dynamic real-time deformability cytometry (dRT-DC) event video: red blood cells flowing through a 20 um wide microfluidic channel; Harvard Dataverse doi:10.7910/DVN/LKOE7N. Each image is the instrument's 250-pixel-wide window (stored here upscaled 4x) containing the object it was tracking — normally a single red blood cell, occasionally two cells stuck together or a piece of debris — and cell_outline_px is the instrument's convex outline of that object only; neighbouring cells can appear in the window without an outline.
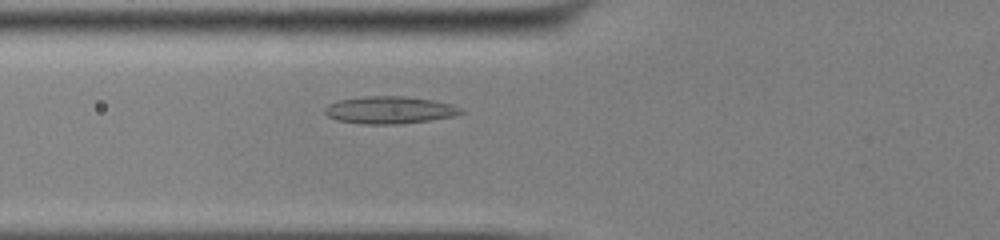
{"species": "common noctule bat (a hibernating species)", "species_latin": "Nyctalus noctula", "temperature_condition": "cold", "stored_images_in_passage": 47, "camera_frame_rate_fps": 3000, "um_per_image_px": 0.085, "animal": {"sex": "male", "body_mass_g": 13.0, "forearm_length_mm": 53.1}, "frame": {"image": 1, "passage_image": 14, "time_ms": 4.333, "image_size_px": [1000, 240], "cell_outline_px": [[464, 112], [456, 116], [400, 124], [364, 124], [336, 120], [328, 116], [324, 112], [324, 108], [328, 104], [340, 100], [368, 96], [404, 96], [432, 100], [464, 108]], "centroid_in_image_um": [33.12, 9.36], "position_along_channel_um": 92.7, "area_um2": 21.62}}
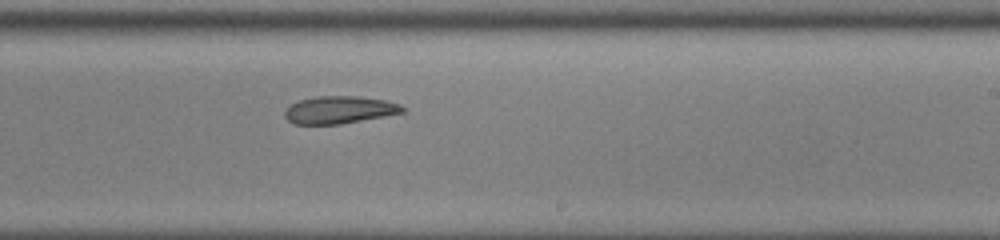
{"frame": {"image": 2, "passage_image": 27, "time_ms": 8.667, "image_size_px": [1000, 240], "cell_outline_px": [[404, 112], [384, 116], [340, 124], [292, 124], [284, 116], [284, 112], [292, 104], [300, 100], [316, 96], [360, 96], [388, 100], [400, 104], [404, 108]], "centroid_in_image_um": [28.86, 9.33], "position_along_channel_um": 260.1, "area_um2": 18.84}}
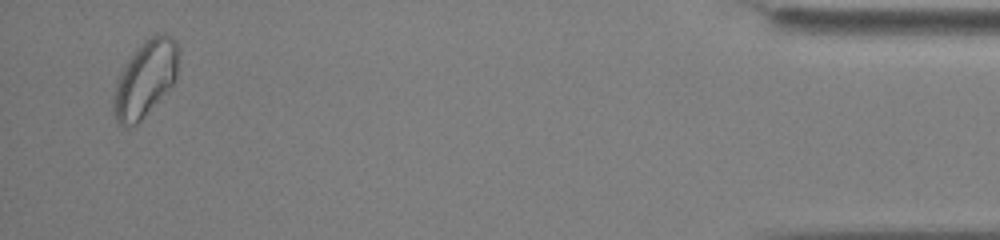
{"frame": {"image": 3, "passage_image": 45, "time_ms": 14.667, "image_size_px": [1000, 240], "cell_outline_px": [[180, 52], [176, 80], [140, 120], [136, 124], [120, 124], [116, 120], [112, 112], [112, 100], [116, 84], [120, 72], [124, 64], [136, 48], [144, 40], [156, 32], [164, 32], [172, 36], [176, 40]], "centroid_in_image_um": [12.37, 6.6], "position_along_channel_um": 422.8, "area_um2": 29.02}, "authors_computed_cell_mechanics": {"area_um2": 21.1548, "velocity_mm_per_s": 3.8678, "shape_relaxation_time_tau1_ms": null, "shape_relaxation_time_tau2_ms": 8.4721, "deformation_change_tau1": null, "deformation_change_tau2": 0.1382}}